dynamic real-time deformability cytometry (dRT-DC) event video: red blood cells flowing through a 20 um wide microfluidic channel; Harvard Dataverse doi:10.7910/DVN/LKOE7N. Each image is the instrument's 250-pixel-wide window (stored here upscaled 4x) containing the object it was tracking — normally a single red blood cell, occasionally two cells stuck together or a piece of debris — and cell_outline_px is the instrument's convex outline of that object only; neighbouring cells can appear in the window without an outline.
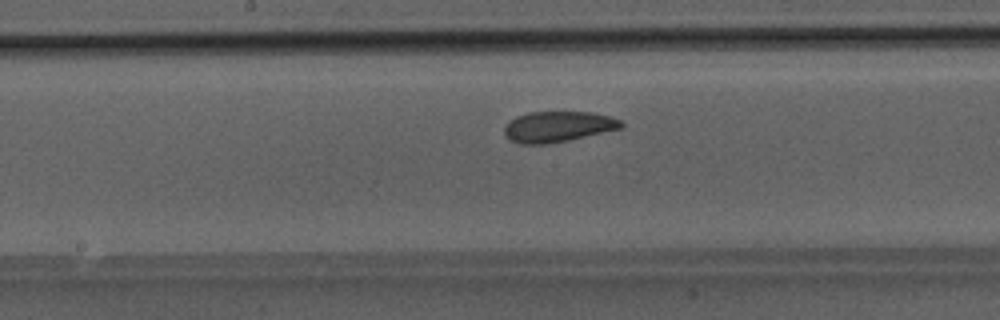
{"species": "Egyptian fruit bat (a non-hibernating species)", "species_latin": "Rousettus aegyptiacus", "temperature_condition": "room temperature", "stored_images_in_passage": 37, "camera_frame_rate_fps": 3000, "um_per_image_px": 0.085, "animal": {"sex": "male"}, "frame": {"image": 1, "passage_image": 15, "time_ms": 4.667, "image_size_px": [1000, 320], "cell_outline_px": [[624, 124], [620, 128], [568, 140], [548, 144], [520, 144], [508, 140], [504, 132], [504, 128], [508, 120], [516, 116], [528, 112], [592, 112], [608, 116], [620, 120]], "centroid_in_image_um": [47.35, 10.76], "position_along_channel_um": 200.9, "area_um2": 20.87}}
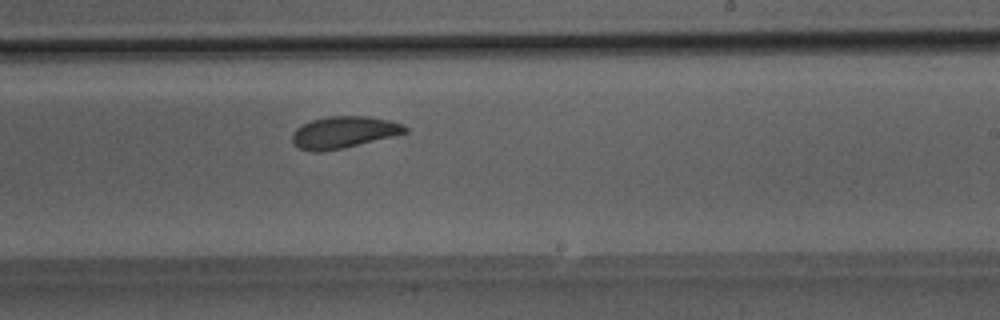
{"frame": {"image": 2, "passage_image": 19, "time_ms": 6.0, "image_size_px": [1000, 320], "cell_outline_px": [[408, 132], [340, 148], [320, 152], [312, 152], [300, 148], [292, 140], [292, 132], [296, 128], [312, 120], [328, 116], [368, 116], [392, 120], [404, 124], [408, 128]], "centroid_in_image_um": [29.23, 11.22], "position_along_channel_um": 259.8, "area_um2": 20.63}}
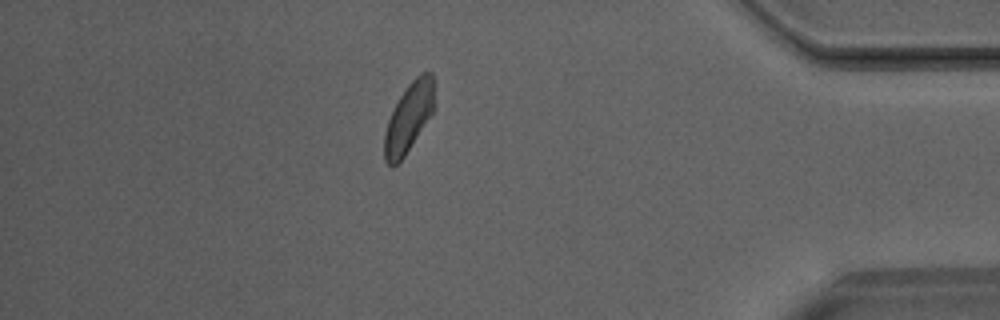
{"frame": {"image": 3, "passage_image": 31, "time_ms": 10.0, "image_size_px": [1000, 320], "cell_outline_px": [[436, 84], [432, 112], [404, 156], [392, 168], [384, 160], [384, 132], [388, 120], [400, 96], [408, 84], [420, 72], [432, 72]], "centroid_in_image_um": [34.75, 9.94], "position_along_channel_um": 400.4, "area_um2": 20.0}}